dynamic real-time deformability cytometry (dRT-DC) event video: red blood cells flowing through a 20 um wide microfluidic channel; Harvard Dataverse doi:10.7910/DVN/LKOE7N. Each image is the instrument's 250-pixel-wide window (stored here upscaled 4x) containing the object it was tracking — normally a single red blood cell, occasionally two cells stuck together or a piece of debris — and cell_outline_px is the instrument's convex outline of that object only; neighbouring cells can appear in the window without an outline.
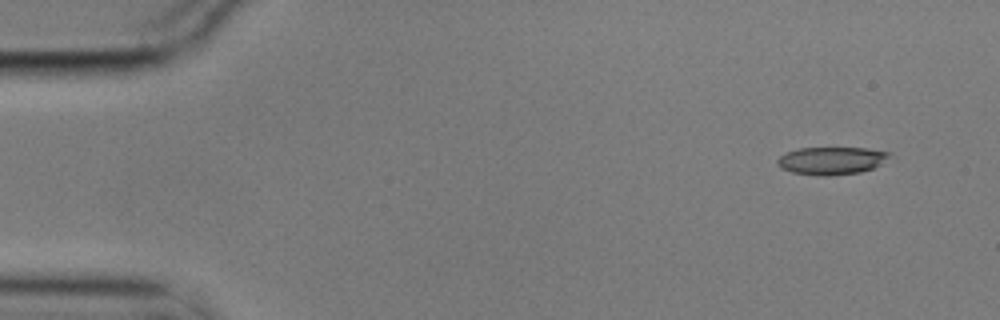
{"species": "common noctule bat (a hibernating species)", "species_latin": "Nyctalus noctula", "temperature_condition": "cold", "stored_images_in_passage": 4, "camera_frame_rate_fps": 3000, "um_per_image_px": 0.085, "animal": {"sex": "male", "body_mass_g": 17.9}, "frame": {"image": 1, "passage_image": 1, "time_ms": 0.0, "image_size_px": [1000, 320], "cell_outline_px": [[892, 152], [880, 164], [872, 168], [860, 172], [832, 176], [820, 176], [792, 172], [780, 168], [776, 164], [776, 160], [780, 156], [788, 152], [800, 148], [864, 148]], "centroid_in_image_um": [70.63, 13.66], "position_along_channel_um": 14.4, "area_um2": 17.98}}